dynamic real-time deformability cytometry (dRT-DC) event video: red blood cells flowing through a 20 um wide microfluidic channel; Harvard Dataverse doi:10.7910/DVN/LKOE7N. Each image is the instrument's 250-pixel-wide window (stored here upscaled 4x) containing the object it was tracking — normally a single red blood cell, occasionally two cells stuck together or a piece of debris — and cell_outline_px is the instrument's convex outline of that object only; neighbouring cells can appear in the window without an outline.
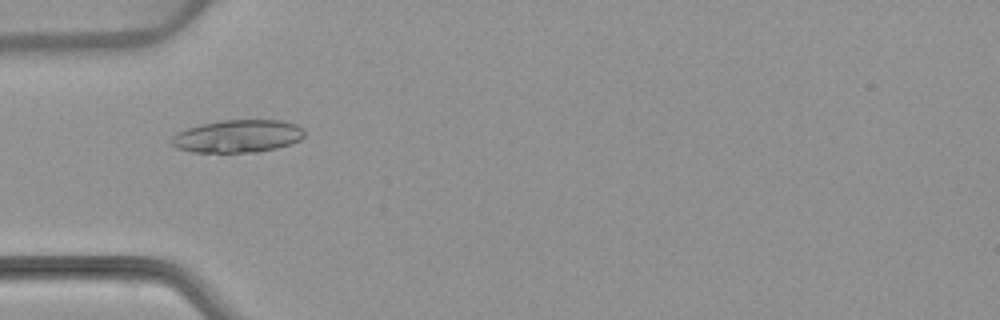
{"species": "common noctule bat (a hibernating species)", "species_latin": "Nyctalus noctula", "temperature_condition": "warm", "stored_images_in_passage": 50, "camera_frame_rate_fps": 3000, "um_per_image_px": 0.085, "animal": {"sex": "female", "body_mass_g": 22.7, "forearm_length_mm": 54.2}, "frame": {"image": 1, "passage_image": 16, "time_ms": 5.0, "image_size_px": [1000, 320], "cell_outline_px": [[304, 136], [300, 140], [292, 144], [276, 148], [256, 152], [192, 152], [176, 148], [172, 144], [172, 136], [176, 132], [200, 124], [220, 120], [284, 120], [296, 124], [304, 132]], "centroid_in_image_um": [20.2, 11.57], "position_along_channel_um": 64.8, "area_um2": 25.43}}
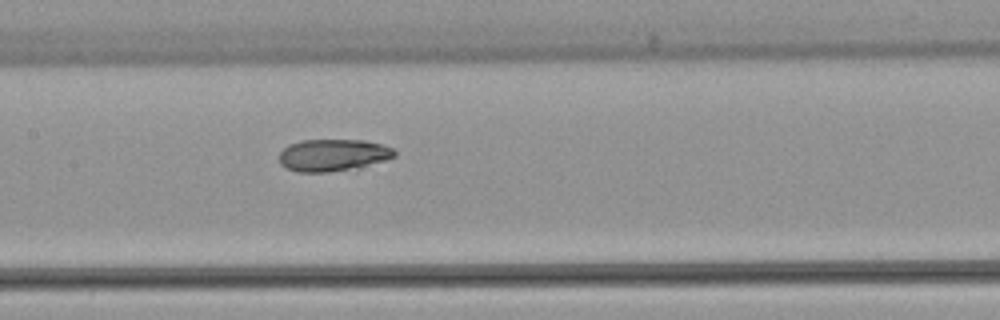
{"frame": {"image": 2, "passage_image": 25, "time_ms": 8.0, "image_size_px": [1000, 320], "cell_outline_px": [[396, 156], [360, 168], [328, 172], [296, 172], [284, 168], [280, 164], [280, 152], [288, 144], [300, 140], [364, 140], [384, 144], [392, 148], [396, 152]], "centroid_in_image_um": [28.29, 13.19], "position_along_channel_um": 179.1, "area_um2": 21.85}}
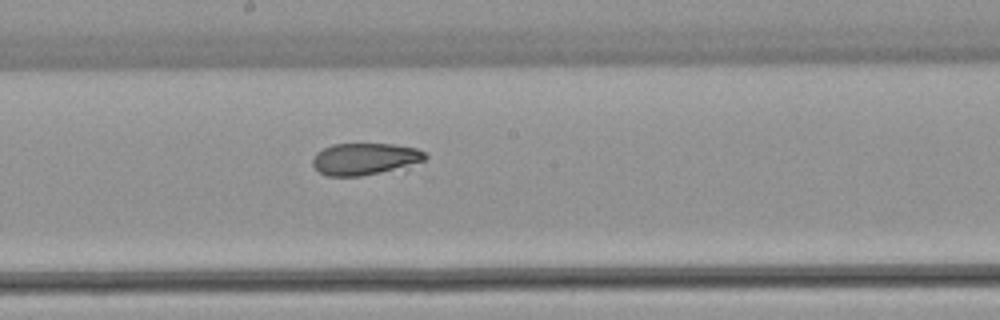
{"frame": {"image": 3, "passage_image": 28, "time_ms": 9.0, "image_size_px": [1000, 320], "cell_outline_px": [[428, 156], [424, 160], [408, 168], [360, 176], [328, 176], [320, 172], [312, 164], [312, 160], [316, 152], [332, 144], [396, 144], [416, 148], [424, 152]], "centroid_in_image_um": [31.06, 13.51], "position_along_channel_um": 217.1, "area_um2": 21.21}}